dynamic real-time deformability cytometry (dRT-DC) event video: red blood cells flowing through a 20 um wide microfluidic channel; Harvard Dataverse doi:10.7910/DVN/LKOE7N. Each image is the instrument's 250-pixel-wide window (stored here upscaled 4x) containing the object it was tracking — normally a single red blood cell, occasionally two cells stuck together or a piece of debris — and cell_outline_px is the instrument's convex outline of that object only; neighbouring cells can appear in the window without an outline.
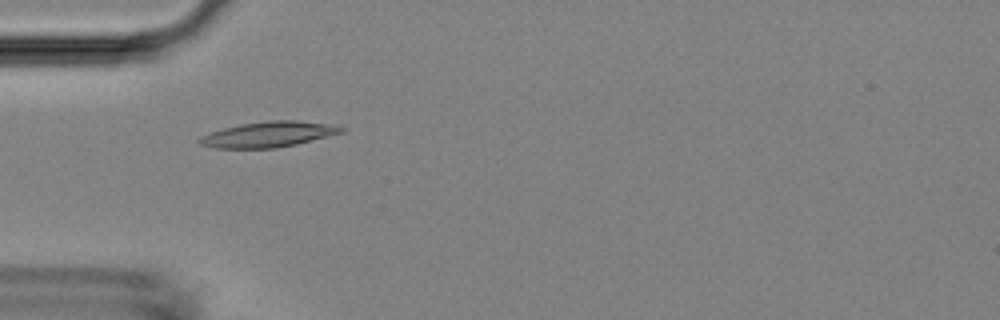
{"species": "Egyptian fruit bat (a non-hibernating species)", "species_latin": "Rousettus aegyptiacus", "temperature_condition": "room temperature", "stored_images_in_passage": 6, "camera_frame_rate_fps": 3000, "um_per_image_px": 0.085, "animal": {"sex": "female"}, "frame": {"image": 1, "passage_image": 5, "time_ms": 4.667, "image_size_px": [1000, 320], "cell_outline_px": [[348, 128], [344, 132], [296, 144], [276, 148], [212, 148], [200, 144], [196, 140], [200, 136], [224, 128], [240, 124], [268, 120], [296, 120], [340, 124]], "centroid_in_image_um": [22.89, 11.41], "position_along_channel_um": 62.1, "area_um2": 21.44}}